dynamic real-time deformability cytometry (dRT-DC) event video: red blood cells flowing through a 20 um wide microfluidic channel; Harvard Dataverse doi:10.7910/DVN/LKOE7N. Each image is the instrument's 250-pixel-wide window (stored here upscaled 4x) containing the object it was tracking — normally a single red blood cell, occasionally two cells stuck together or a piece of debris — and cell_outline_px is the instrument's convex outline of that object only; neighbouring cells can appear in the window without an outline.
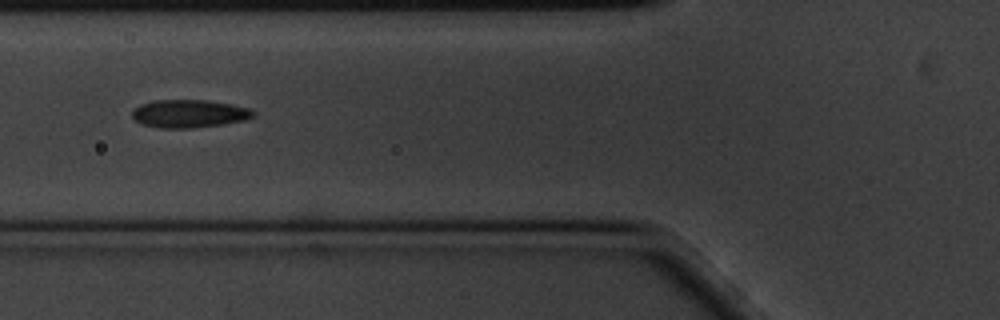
{"species": "common noctule bat (a hibernating species)", "species_latin": "Nyctalus noctula", "temperature_condition": "cold", "stored_images_in_passage": 19, "camera_frame_rate_fps": 3000, "um_per_image_px": 0.085, "animal": {"sex": "male", "body_mass_g": 20.1, "forearm_length_mm": 53.5}, "frame": {"image": 1, "passage_image": 4, "time_ms": 1.0, "image_size_px": [1000, 320], "cell_outline_px": [[256, 112], [252, 116], [244, 120], [224, 124], [192, 128], [160, 128], [144, 124], [136, 120], [132, 116], [132, 108], [140, 104], [152, 100], [204, 100], [228, 104], [248, 108]], "centroid_in_image_um": [16.03, 9.66], "position_along_channel_um": 109.8, "area_um2": 19.59}}